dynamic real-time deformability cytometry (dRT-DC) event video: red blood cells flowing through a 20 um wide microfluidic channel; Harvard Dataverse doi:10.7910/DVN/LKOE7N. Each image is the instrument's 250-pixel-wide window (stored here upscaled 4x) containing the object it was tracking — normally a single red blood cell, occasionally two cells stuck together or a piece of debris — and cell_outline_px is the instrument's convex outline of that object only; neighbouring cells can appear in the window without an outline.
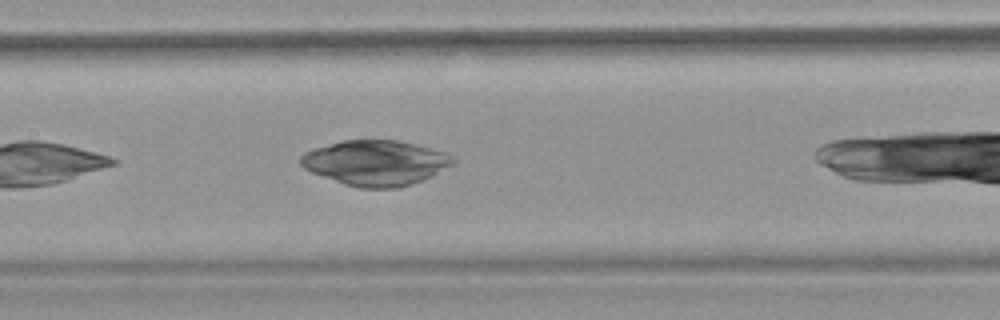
{"species": "common noctule bat (a hibernating species)", "species_latin": "Nyctalus noctula", "temperature_condition": "warm", "stored_images_in_passage": 5, "camera_frame_rate_fps": 3000, "um_per_image_px": 0.085, "animal": {"sex": "female", "body_mass_g": 18.4}, "frame": {"image": 1, "passage_image": 5, "time_ms": 5.0, "image_size_px": [1000, 320], "cell_outline_px": [[456, 164], [424, 180], [400, 188], [360, 188], [344, 184], [312, 172], [304, 168], [300, 164], [300, 156], [304, 152], [312, 148], [344, 140], [400, 140], [416, 144], [444, 152], [456, 160]], "centroid_in_image_um": [31.94, 13.84], "position_along_channel_um": 175.5, "area_um2": 40.34}}